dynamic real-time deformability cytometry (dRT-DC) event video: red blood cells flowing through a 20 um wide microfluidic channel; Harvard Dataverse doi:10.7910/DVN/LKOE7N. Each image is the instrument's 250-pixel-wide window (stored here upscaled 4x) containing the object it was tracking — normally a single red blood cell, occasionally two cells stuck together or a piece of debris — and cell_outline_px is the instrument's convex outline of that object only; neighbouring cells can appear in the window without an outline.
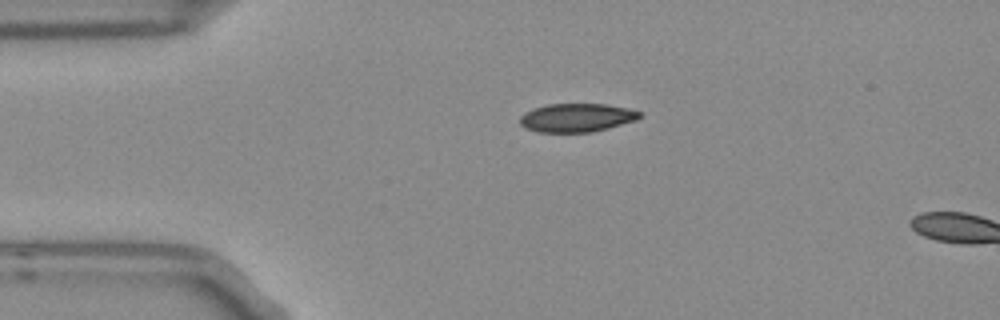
{"species": "Egyptian fruit bat (a non-hibernating species)", "species_latin": "Rousettus aegyptiacus", "temperature_condition": "room temperature", "stored_images_in_passage": 6, "camera_frame_rate_fps": 3000, "um_per_image_px": 0.085, "frame": {"image": 1, "passage_image": 6, "time_ms": 1.667, "image_size_px": [1000, 320], "cell_outline_px": [[640, 116], [636, 120], [608, 128], [592, 132], [536, 132], [524, 128], [520, 124], [520, 116], [524, 112], [532, 108], [548, 104], [604, 104], [628, 108], [640, 112]], "centroid_in_image_um": [48.96, 10.0], "position_along_channel_um": 36.0, "area_um2": 19.94}}